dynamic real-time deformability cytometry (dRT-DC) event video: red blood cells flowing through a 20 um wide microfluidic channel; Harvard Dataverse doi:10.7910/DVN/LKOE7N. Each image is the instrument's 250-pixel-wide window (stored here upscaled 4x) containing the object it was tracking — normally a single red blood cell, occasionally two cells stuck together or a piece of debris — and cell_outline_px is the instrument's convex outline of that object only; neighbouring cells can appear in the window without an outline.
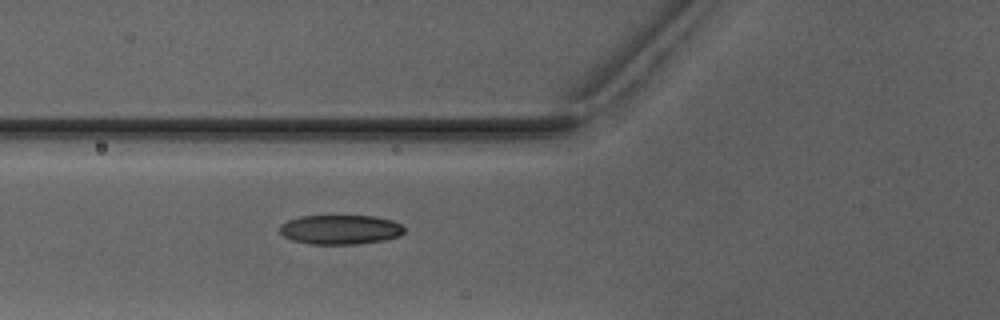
{"species": "Egyptian fruit bat (a non-hibernating species)", "species_latin": "Rousettus aegyptiacus", "temperature_condition": "warm", "stored_images_in_passage": 4, "camera_frame_rate_fps": 3000, "um_per_image_px": 0.085, "animal": {"sex": "male"}, "frame": {"image": 1, "passage_image": 4, "time_ms": 4.333, "image_size_px": [1000, 320], "cell_outline_px": [[404, 232], [400, 236], [384, 240], [356, 244], [312, 244], [292, 240], [284, 236], [280, 232], [280, 224], [288, 220], [300, 216], [376, 216], [392, 220], [400, 224], [404, 228]], "centroid_in_image_um": [28.93, 19.51], "position_along_channel_um": 96.9, "area_um2": 21.39}}